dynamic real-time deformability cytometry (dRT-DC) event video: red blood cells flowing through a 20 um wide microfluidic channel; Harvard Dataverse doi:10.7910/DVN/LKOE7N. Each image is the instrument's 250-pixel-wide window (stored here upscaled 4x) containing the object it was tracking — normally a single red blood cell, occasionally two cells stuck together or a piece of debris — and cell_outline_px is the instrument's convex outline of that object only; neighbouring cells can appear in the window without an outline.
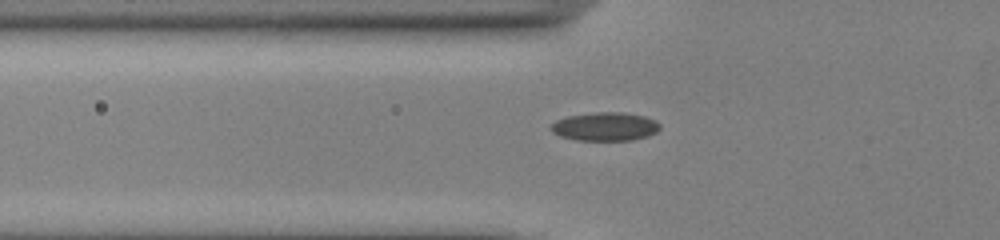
{"species": "common noctule bat (a hibernating species)", "species_latin": "Nyctalus noctula", "temperature_condition": "cold", "stored_images_in_passage": 40, "camera_frame_rate_fps": 3000, "um_per_image_px": 0.085, "animal": {"sex": "male", "body_mass_g": 13.0, "forearm_length_mm": 53.1}, "frame": {"image": 1, "passage_image": 6, "time_ms": 1.667, "image_size_px": [1000, 240], "cell_outline_px": [[660, 128], [656, 132], [648, 136], [632, 140], [576, 140], [560, 136], [552, 132], [548, 128], [556, 120], [568, 116], [596, 112], [624, 112], [644, 116], [656, 120], [660, 124]], "centroid_in_image_um": [51.43, 10.75], "position_along_channel_um": 74.4, "area_um2": 18.21}}
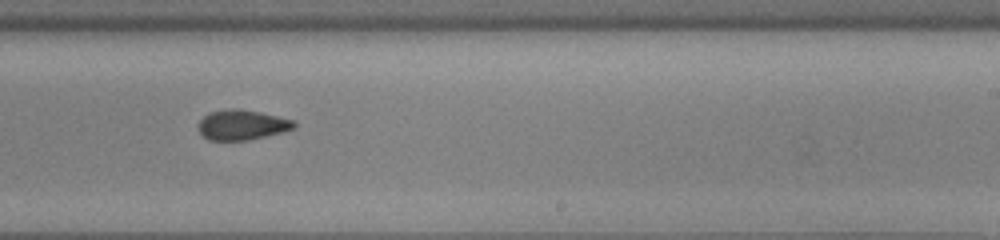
{"frame": {"image": 2, "passage_image": 21, "time_ms": 6.667, "image_size_px": [1000, 240], "cell_outline_px": [[296, 124], [292, 128], [280, 132], [248, 140], [208, 140], [196, 128], [196, 124], [208, 112], [228, 108], [236, 108], [260, 112], [292, 120]], "centroid_in_image_um": [20.47, 10.6], "position_along_channel_um": 268.5, "area_um2": 16.65}}
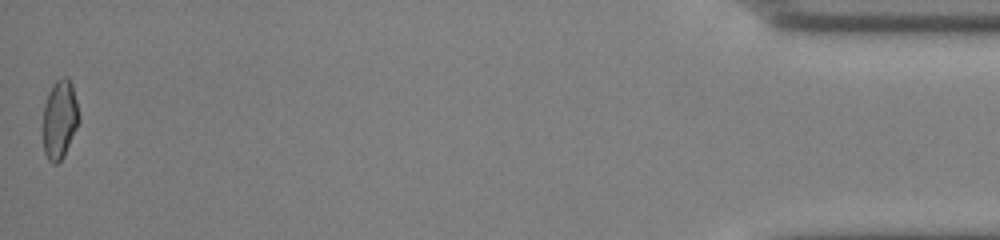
{"frame": {"image": 3, "passage_image": 40, "time_ms": 13.0, "image_size_px": [1000, 240], "cell_outline_px": [[80, 120], [64, 156], [56, 164], [52, 164], [48, 160], [44, 152], [44, 104], [48, 92], [52, 84], [60, 76], [68, 76], [72, 84], [80, 116]], "centroid_in_image_um": [5.08, 10.11], "position_along_channel_um": 430.1, "area_um2": 16.65}, "authors_computed_cell_mechanics": {"area_um2": 17.0799, "velocity_mm_per_s": 3.8971, "shape_relaxation_time_tau1_ms": null, "shape_relaxation_time_tau2_ms": 2.7241, "deformation_change_tau1": null, "deformation_change_tau2": 0.0687}}